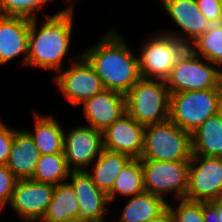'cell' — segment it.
Returning <instances> with one entry per match:
<instances>
[{"label":"cell","instance_id":"6da1fadb","mask_svg":"<svg viewBox=\"0 0 222 222\" xmlns=\"http://www.w3.org/2000/svg\"><path fill=\"white\" fill-rule=\"evenodd\" d=\"M82 55L92 65L105 89L126 94L141 79L139 58L115 31L109 32Z\"/></svg>","mask_w":222,"mask_h":222},{"label":"cell","instance_id":"7a4b0ae2","mask_svg":"<svg viewBox=\"0 0 222 222\" xmlns=\"http://www.w3.org/2000/svg\"><path fill=\"white\" fill-rule=\"evenodd\" d=\"M73 8L46 17L37 32V19H30L27 64L47 70H61L72 31ZM60 69V70H59Z\"/></svg>","mask_w":222,"mask_h":222},{"label":"cell","instance_id":"3957f363","mask_svg":"<svg viewBox=\"0 0 222 222\" xmlns=\"http://www.w3.org/2000/svg\"><path fill=\"white\" fill-rule=\"evenodd\" d=\"M125 99L126 113L143 126L169 120L170 91L165 80L141 78Z\"/></svg>","mask_w":222,"mask_h":222},{"label":"cell","instance_id":"277c9868","mask_svg":"<svg viewBox=\"0 0 222 222\" xmlns=\"http://www.w3.org/2000/svg\"><path fill=\"white\" fill-rule=\"evenodd\" d=\"M221 111V89L170 94L169 120L190 134Z\"/></svg>","mask_w":222,"mask_h":222},{"label":"cell","instance_id":"5b68a950","mask_svg":"<svg viewBox=\"0 0 222 222\" xmlns=\"http://www.w3.org/2000/svg\"><path fill=\"white\" fill-rule=\"evenodd\" d=\"M191 156V134L171 120L145 126L140 160L190 161Z\"/></svg>","mask_w":222,"mask_h":222},{"label":"cell","instance_id":"8992f818","mask_svg":"<svg viewBox=\"0 0 222 222\" xmlns=\"http://www.w3.org/2000/svg\"><path fill=\"white\" fill-rule=\"evenodd\" d=\"M194 44L174 65L165 83L170 94L205 89H221V70L205 64L197 58ZM168 83V84H167Z\"/></svg>","mask_w":222,"mask_h":222},{"label":"cell","instance_id":"52a82bcc","mask_svg":"<svg viewBox=\"0 0 222 222\" xmlns=\"http://www.w3.org/2000/svg\"><path fill=\"white\" fill-rule=\"evenodd\" d=\"M189 48L190 45L166 33L150 38L143 46L139 58L141 78L166 80Z\"/></svg>","mask_w":222,"mask_h":222},{"label":"cell","instance_id":"ba28073f","mask_svg":"<svg viewBox=\"0 0 222 222\" xmlns=\"http://www.w3.org/2000/svg\"><path fill=\"white\" fill-rule=\"evenodd\" d=\"M141 164L146 192L164 198L175 190L177 199H185L190 161L141 160Z\"/></svg>","mask_w":222,"mask_h":222},{"label":"cell","instance_id":"9c48e42d","mask_svg":"<svg viewBox=\"0 0 222 222\" xmlns=\"http://www.w3.org/2000/svg\"><path fill=\"white\" fill-rule=\"evenodd\" d=\"M221 197L222 158L192 155L185 199L203 202Z\"/></svg>","mask_w":222,"mask_h":222},{"label":"cell","instance_id":"30bf717a","mask_svg":"<svg viewBox=\"0 0 222 222\" xmlns=\"http://www.w3.org/2000/svg\"><path fill=\"white\" fill-rule=\"evenodd\" d=\"M77 57L79 61H71V67L54 78L72 106L83 103L105 89L88 60L82 54Z\"/></svg>","mask_w":222,"mask_h":222},{"label":"cell","instance_id":"8fae6325","mask_svg":"<svg viewBox=\"0 0 222 222\" xmlns=\"http://www.w3.org/2000/svg\"><path fill=\"white\" fill-rule=\"evenodd\" d=\"M103 149V132L91 126L77 127L64 134L63 153L71 171H86L84 168L100 156Z\"/></svg>","mask_w":222,"mask_h":222},{"label":"cell","instance_id":"7c38bea8","mask_svg":"<svg viewBox=\"0 0 222 222\" xmlns=\"http://www.w3.org/2000/svg\"><path fill=\"white\" fill-rule=\"evenodd\" d=\"M55 186L32 179H18L9 205L25 221L41 220L51 203Z\"/></svg>","mask_w":222,"mask_h":222},{"label":"cell","instance_id":"4fadbf2b","mask_svg":"<svg viewBox=\"0 0 222 222\" xmlns=\"http://www.w3.org/2000/svg\"><path fill=\"white\" fill-rule=\"evenodd\" d=\"M145 126L127 113L103 132V148L140 159L144 148Z\"/></svg>","mask_w":222,"mask_h":222},{"label":"cell","instance_id":"5bb4252c","mask_svg":"<svg viewBox=\"0 0 222 222\" xmlns=\"http://www.w3.org/2000/svg\"><path fill=\"white\" fill-rule=\"evenodd\" d=\"M82 104L89 126L102 132L126 114L125 94L114 90L104 89Z\"/></svg>","mask_w":222,"mask_h":222},{"label":"cell","instance_id":"9a60e30c","mask_svg":"<svg viewBox=\"0 0 222 222\" xmlns=\"http://www.w3.org/2000/svg\"><path fill=\"white\" fill-rule=\"evenodd\" d=\"M71 185L74 188L80 209V219L104 222L107 194L93 183L88 171H72Z\"/></svg>","mask_w":222,"mask_h":222},{"label":"cell","instance_id":"2e32d148","mask_svg":"<svg viewBox=\"0 0 222 222\" xmlns=\"http://www.w3.org/2000/svg\"><path fill=\"white\" fill-rule=\"evenodd\" d=\"M164 8L175 23L186 33L188 38L177 36L178 34L167 33L180 41L192 45L209 27L210 22L199 10L196 0H161ZM175 34V35H174Z\"/></svg>","mask_w":222,"mask_h":222},{"label":"cell","instance_id":"e0dca14e","mask_svg":"<svg viewBox=\"0 0 222 222\" xmlns=\"http://www.w3.org/2000/svg\"><path fill=\"white\" fill-rule=\"evenodd\" d=\"M30 19L0 15V65L26 52L27 64Z\"/></svg>","mask_w":222,"mask_h":222},{"label":"cell","instance_id":"ac0fdd59","mask_svg":"<svg viewBox=\"0 0 222 222\" xmlns=\"http://www.w3.org/2000/svg\"><path fill=\"white\" fill-rule=\"evenodd\" d=\"M33 138L27 131H15L6 166L18 179H30L40 159Z\"/></svg>","mask_w":222,"mask_h":222},{"label":"cell","instance_id":"d6986e66","mask_svg":"<svg viewBox=\"0 0 222 222\" xmlns=\"http://www.w3.org/2000/svg\"><path fill=\"white\" fill-rule=\"evenodd\" d=\"M192 155L222 158V111L191 134Z\"/></svg>","mask_w":222,"mask_h":222},{"label":"cell","instance_id":"ffe728a7","mask_svg":"<svg viewBox=\"0 0 222 222\" xmlns=\"http://www.w3.org/2000/svg\"><path fill=\"white\" fill-rule=\"evenodd\" d=\"M76 219H80V209L74 188L70 182L56 185L51 203L40 221L69 222Z\"/></svg>","mask_w":222,"mask_h":222},{"label":"cell","instance_id":"44dd1931","mask_svg":"<svg viewBox=\"0 0 222 222\" xmlns=\"http://www.w3.org/2000/svg\"><path fill=\"white\" fill-rule=\"evenodd\" d=\"M132 159L127 154L103 149L101 155L97 157L93 174L90 171L88 173L98 189L108 194L112 190L119 173Z\"/></svg>","mask_w":222,"mask_h":222},{"label":"cell","instance_id":"7402d4cb","mask_svg":"<svg viewBox=\"0 0 222 222\" xmlns=\"http://www.w3.org/2000/svg\"><path fill=\"white\" fill-rule=\"evenodd\" d=\"M168 203L160 196L149 192L134 195L125 205L118 222H146L161 215Z\"/></svg>","mask_w":222,"mask_h":222},{"label":"cell","instance_id":"603a6c76","mask_svg":"<svg viewBox=\"0 0 222 222\" xmlns=\"http://www.w3.org/2000/svg\"><path fill=\"white\" fill-rule=\"evenodd\" d=\"M35 132L27 131L41 155L63 153L64 131L56 119L51 116L34 114Z\"/></svg>","mask_w":222,"mask_h":222},{"label":"cell","instance_id":"cb8c5ba5","mask_svg":"<svg viewBox=\"0 0 222 222\" xmlns=\"http://www.w3.org/2000/svg\"><path fill=\"white\" fill-rule=\"evenodd\" d=\"M71 172L64 153L41 155L30 179L56 186L64 183Z\"/></svg>","mask_w":222,"mask_h":222},{"label":"cell","instance_id":"d4e9b609","mask_svg":"<svg viewBox=\"0 0 222 222\" xmlns=\"http://www.w3.org/2000/svg\"><path fill=\"white\" fill-rule=\"evenodd\" d=\"M145 192L143 170L140 159H132L119 173L112 190L107 194L109 202L116 199V193L134 196Z\"/></svg>","mask_w":222,"mask_h":222},{"label":"cell","instance_id":"484cf974","mask_svg":"<svg viewBox=\"0 0 222 222\" xmlns=\"http://www.w3.org/2000/svg\"><path fill=\"white\" fill-rule=\"evenodd\" d=\"M193 43L206 61L222 65V23L211 24Z\"/></svg>","mask_w":222,"mask_h":222},{"label":"cell","instance_id":"4316f807","mask_svg":"<svg viewBox=\"0 0 222 222\" xmlns=\"http://www.w3.org/2000/svg\"><path fill=\"white\" fill-rule=\"evenodd\" d=\"M51 0H0V15L37 19L36 10Z\"/></svg>","mask_w":222,"mask_h":222},{"label":"cell","instance_id":"83f0119b","mask_svg":"<svg viewBox=\"0 0 222 222\" xmlns=\"http://www.w3.org/2000/svg\"><path fill=\"white\" fill-rule=\"evenodd\" d=\"M171 211L173 222H204L202 213V202L180 199L178 208H172L168 205Z\"/></svg>","mask_w":222,"mask_h":222},{"label":"cell","instance_id":"f1b7e54d","mask_svg":"<svg viewBox=\"0 0 222 222\" xmlns=\"http://www.w3.org/2000/svg\"><path fill=\"white\" fill-rule=\"evenodd\" d=\"M18 178L6 165H0V209L10 203Z\"/></svg>","mask_w":222,"mask_h":222},{"label":"cell","instance_id":"f546056e","mask_svg":"<svg viewBox=\"0 0 222 222\" xmlns=\"http://www.w3.org/2000/svg\"><path fill=\"white\" fill-rule=\"evenodd\" d=\"M196 3L210 24L221 23V0H196Z\"/></svg>","mask_w":222,"mask_h":222},{"label":"cell","instance_id":"4dcf8cb0","mask_svg":"<svg viewBox=\"0 0 222 222\" xmlns=\"http://www.w3.org/2000/svg\"><path fill=\"white\" fill-rule=\"evenodd\" d=\"M15 131L16 130L14 129L8 128L0 120V165L7 164L15 136Z\"/></svg>","mask_w":222,"mask_h":222},{"label":"cell","instance_id":"1f68e13d","mask_svg":"<svg viewBox=\"0 0 222 222\" xmlns=\"http://www.w3.org/2000/svg\"><path fill=\"white\" fill-rule=\"evenodd\" d=\"M202 213L204 216V222H219L218 207L212 201L202 202Z\"/></svg>","mask_w":222,"mask_h":222},{"label":"cell","instance_id":"d6a6232c","mask_svg":"<svg viewBox=\"0 0 222 222\" xmlns=\"http://www.w3.org/2000/svg\"><path fill=\"white\" fill-rule=\"evenodd\" d=\"M146 222H173L171 211L167 208L161 215Z\"/></svg>","mask_w":222,"mask_h":222},{"label":"cell","instance_id":"836d02e7","mask_svg":"<svg viewBox=\"0 0 222 222\" xmlns=\"http://www.w3.org/2000/svg\"><path fill=\"white\" fill-rule=\"evenodd\" d=\"M218 207V219L219 222H222V197L212 201Z\"/></svg>","mask_w":222,"mask_h":222},{"label":"cell","instance_id":"e575fe53","mask_svg":"<svg viewBox=\"0 0 222 222\" xmlns=\"http://www.w3.org/2000/svg\"><path fill=\"white\" fill-rule=\"evenodd\" d=\"M69 222H95V221H92V220H85V219H76V220H71Z\"/></svg>","mask_w":222,"mask_h":222},{"label":"cell","instance_id":"d590c367","mask_svg":"<svg viewBox=\"0 0 222 222\" xmlns=\"http://www.w3.org/2000/svg\"><path fill=\"white\" fill-rule=\"evenodd\" d=\"M221 23H222V0H221Z\"/></svg>","mask_w":222,"mask_h":222},{"label":"cell","instance_id":"8d00e7d4","mask_svg":"<svg viewBox=\"0 0 222 222\" xmlns=\"http://www.w3.org/2000/svg\"><path fill=\"white\" fill-rule=\"evenodd\" d=\"M221 104H222V84H221Z\"/></svg>","mask_w":222,"mask_h":222}]
</instances>
